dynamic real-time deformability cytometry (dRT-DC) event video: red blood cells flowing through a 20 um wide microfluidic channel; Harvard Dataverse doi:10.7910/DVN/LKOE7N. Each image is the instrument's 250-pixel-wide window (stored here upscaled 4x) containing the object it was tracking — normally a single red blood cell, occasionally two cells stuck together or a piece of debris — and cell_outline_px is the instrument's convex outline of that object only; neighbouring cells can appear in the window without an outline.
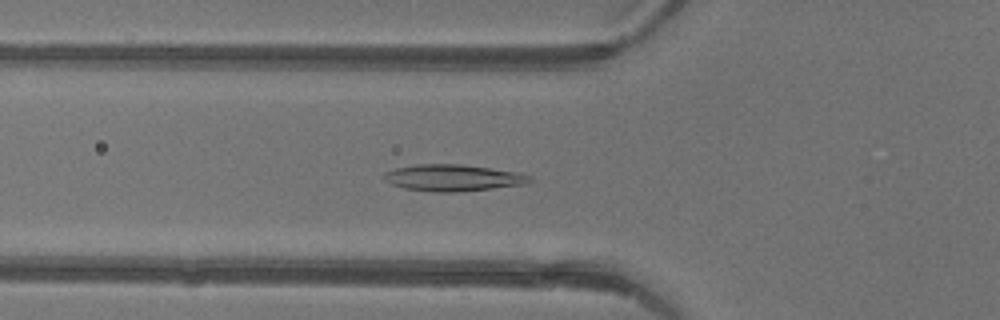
{"species": "common noctule bat (a hibernating species)", "species_latin": "Nyctalus noctula", "temperature_condition": "warm", "stored_images_in_passage": 47, "camera_frame_rate_fps": 3000, "um_per_image_px": 0.085, "animal": {"sex": "female"}, "frame": {"image": 1, "passage_image": 17, "time_ms": 5.333, "image_size_px": [1000, 320], "cell_outline_px": [[532, 180], [524, 184], [492, 188], [456, 192], [432, 192], [404, 188], [392, 184], [384, 180], [384, 172], [396, 168], [416, 164], [460, 164], [516, 172], [532, 176]], "centroid_in_image_um": [38.46, 15.11], "position_along_channel_um": 87.3, "area_um2": 22.37}}
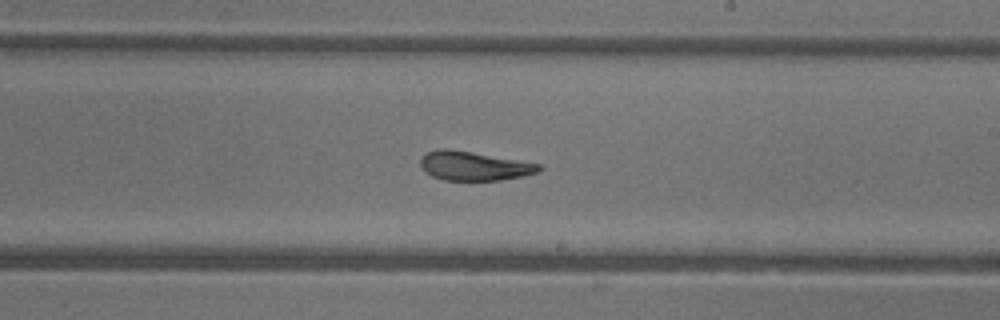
{"frame": {"image": 2, "passage_image": 28, "time_ms": 9.0, "image_size_px": [1000, 320], "cell_outline_px": [[544, 168], [540, 172], [524, 176], [500, 180], [444, 180], [432, 176], [424, 172], [420, 168], [420, 156], [436, 148], [444, 148], [472, 152], [540, 164]], "centroid_in_image_um": [40.26, 14.11], "position_along_channel_um": 248.7, "area_um2": 20.23}}
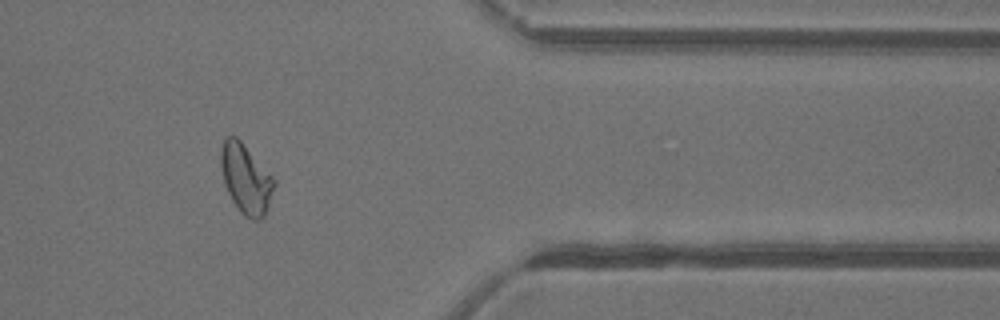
{"frame": {"image": 3, "passage_image": 39, "time_ms": 12.667, "image_size_px": [1000, 320], "cell_outline_px": [[276, 184], [264, 216], [260, 220], [252, 220], [244, 216], [240, 212], [232, 200], [224, 184], [220, 164], [220, 152], [224, 136], [236, 136], [240, 140], [276, 180]], "centroid_in_image_um": [20.89, 15.2], "position_along_channel_um": 390.5, "area_um2": 21.62}, "authors_computed_cell_mechanics": {"area_um2": 21.675, "velocity_mm_per_s": 4.3829, "shape_relaxation_time_tau1_ms": 7.0582, "shape_relaxation_time_tau2_ms": 2.2232, "deformation_change_tau1": 0.2245, "deformation_change_tau2": 0.0794}}